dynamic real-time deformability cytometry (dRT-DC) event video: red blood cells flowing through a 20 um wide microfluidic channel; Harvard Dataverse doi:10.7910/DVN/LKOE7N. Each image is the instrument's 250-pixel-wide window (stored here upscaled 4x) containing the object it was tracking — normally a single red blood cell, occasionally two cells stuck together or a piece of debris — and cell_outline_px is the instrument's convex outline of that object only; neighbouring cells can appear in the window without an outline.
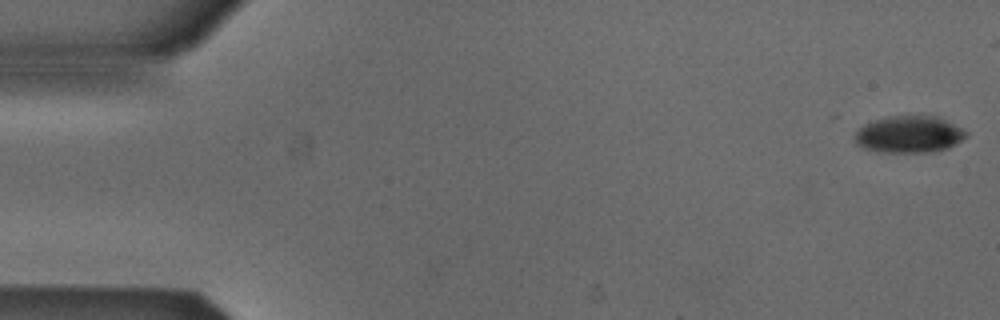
{"species": "Egyptian fruit bat (a non-hibernating species)", "species_latin": "Rousettus aegyptiacus", "temperature_condition": "cold", "stored_images_in_passage": 5, "camera_frame_rate_fps": 3000, "um_per_image_px": 0.085, "animal": {"sex": "male"}, "frame": {"image": 1, "passage_image": 1, "time_ms": 0.0, "image_size_px": [1000, 320], "cell_outline_px": [[968, 136], [956, 144], [948, 148], [928, 152], [884, 152], [864, 148], [856, 144], [856, 132], [864, 124], [876, 120], [892, 116], [940, 116], [968, 132]], "centroid_in_image_um": [77.32, 11.42], "position_along_channel_um": 7.7, "area_um2": 23.76}}
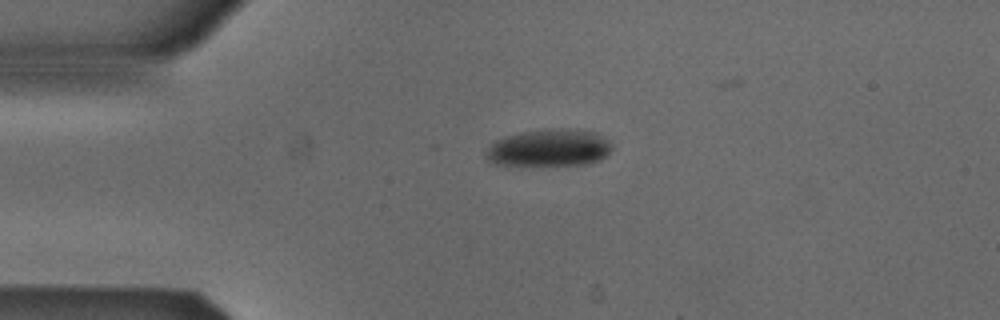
{"frame": {"image": 2, "passage_image": 4, "time_ms": 1.0, "image_size_px": [1000, 320], "cell_outline_px": [[612, 148], [600, 160], [588, 164], [496, 164], [488, 160], [484, 156], [484, 152], [496, 140], [508, 136], [524, 132], [548, 128], [596, 132]], "centroid_in_image_um": [46.63, 12.57], "position_along_channel_um": 38.4, "area_um2": 26.41}}